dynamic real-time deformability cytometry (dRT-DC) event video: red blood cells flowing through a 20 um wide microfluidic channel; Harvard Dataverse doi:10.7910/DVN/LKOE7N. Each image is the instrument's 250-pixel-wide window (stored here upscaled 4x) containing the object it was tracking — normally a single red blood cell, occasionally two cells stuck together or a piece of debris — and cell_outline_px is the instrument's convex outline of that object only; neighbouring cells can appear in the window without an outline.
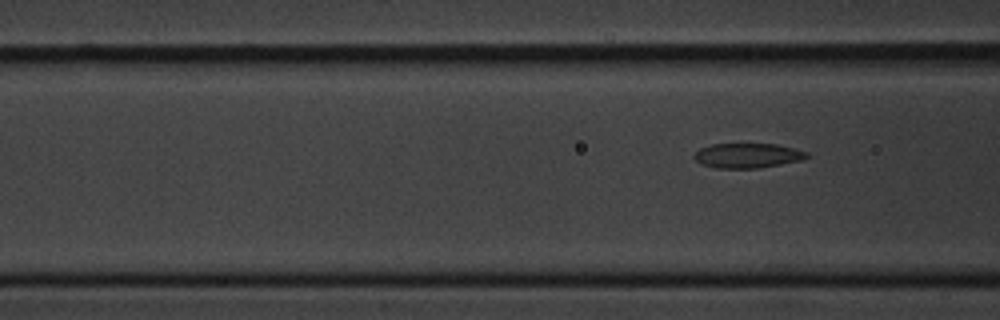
{"species": "common noctule bat (a hibernating species)", "species_latin": "Nyctalus noctula", "temperature_condition": "cold", "stored_images_in_passage": 4, "segment_of_instrument_passage": [2, 2], "camera_frame_rate_fps": 3000, "um_per_image_px": 0.085, "animal": {"sex": "male", "body_mass_g": 20.1, "forearm_length_mm": 53.5}, "frame": {"image": 1, "passage_image": 4, "time_ms": 3.667, "image_size_px": [1000, 320], "cell_outline_px": [[808, 156], [804, 160], [760, 168], [716, 168], [700, 164], [692, 156], [700, 148], [712, 144], [776, 144], [808, 152]], "centroid_in_image_um": [63.54, 13.23], "position_along_channel_um": 103.1, "area_um2": 16.3}}